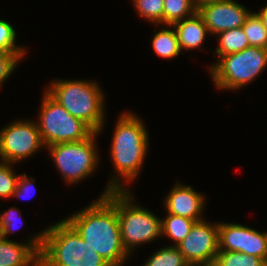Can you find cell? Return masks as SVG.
<instances>
[{"instance_id":"1","label":"cell","mask_w":267,"mask_h":266,"mask_svg":"<svg viewBox=\"0 0 267 266\" xmlns=\"http://www.w3.org/2000/svg\"><path fill=\"white\" fill-rule=\"evenodd\" d=\"M111 266H123L130 255L121 240L116 211V190L65 219Z\"/></svg>"},{"instance_id":"2","label":"cell","mask_w":267,"mask_h":266,"mask_svg":"<svg viewBox=\"0 0 267 266\" xmlns=\"http://www.w3.org/2000/svg\"><path fill=\"white\" fill-rule=\"evenodd\" d=\"M110 158L115 168L99 197L111 190H130L129 183L135 181L144 164L149 148V133L144 121L134 112L121 113L113 131Z\"/></svg>"},{"instance_id":"3","label":"cell","mask_w":267,"mask_h":266,"mask_svg":"<svg viewBox=\"0 0 267 266\" xmlns=\"http://www.w3.org/2000/svg\"><path fill=\"white\" fill-rule=\"evenodd\" d=\"M44 89L73 117L81 119L94 132H103L106 96L97 81L54 79Z\"/></svg>"},{"instance_id":"4","label":"cell","mask_w":267,"mask_h":266,"mask_svg":"<svg viewBox=\"0 0 267 266\" xmlns=\"http://www.w3.org/2000/svg\"><path fill=\"white\" fill-rule=\"evenodd\" d=\"M40 266H111L65 220L44 228Z\"/></svg>"},{"instance_id":"5","label":"cell","mask_w":267,"mask_h":266,"mask_svg":"<svg viewBox=\"0 0 267 266\" xmlns=\"http://www.w3.org/2000/svg\"><path fill=\"white\" fill-rule=\"evenodd\" d=\"M130 190H116V211L121 240L131 256L136 247L154 242L161 236V218L134 203Z\"/></svg>"},{"instance_id":"6","label":"cell","mask_w":267,"mask_h":266,"mask_svg":"<svg viewBox=\"0 0 267 266\" xmlns=\"http://www.w3.org/2000/svg\"><path fill=\"white\" fill-rule=\"evenodd\" d=\"M267 68V48L250 46L221 56L208 67L213 85L219 90H239L252 83Z\"/></svg>"},{"instance_id":"7","label":"cell","mask_w":267,"mask_h":266,"mask_svg":"<svg viewBox=\"0 0 267 266\" xmlns=\"http://www.w3.org/2000/svg\"><path fill=\"white\" fill-rule=\"evenodd\" d=\"M99 135V132H93L79 142L57 143L45 147L67 184H78L96 172L100 160L96 146Z\"/></svg>"},{"instance_id":"8","label":"cell","mask_w":267,"mask_h":266,"mask_svg":"<svg viewBox=\"0 0 267 266\" xmlns=\"http://www.w3.org/2000/svg\"><path fill=\"white\" fill-rule=\"evenodd\" d=\"M44 92L36 124L45 147L57 143L79 142L94 132L81 119L73 117L45 90Z\"/></svg>"},{"instance_id":"9","label":"cell","mask_w":267,"mask_h":266,"mask_svg":"<svg viewBox=\"0 0 267 266\" xmlns=\"http://www.w3.org/2000/svg\"><path fill=\"white\" fill-rule=\"evenodd\" d=\"M36 120H17L0 130V161L19 163L45 147Z\"/></svg>"},{"instance_id":"10","label":"cell","mask_w":267,"mask_h":266,"mask_svg":"<svg viewBox=\"0 0 267 266\" xmlns=\"http://www.w3.org/2000/svg\"><path fill=\"white\" fill-rule=\"evenodd\" d=\"M219 251L253 255L267 262V231L259 232L238 223L218 222Z\"/></svg>"},{"instance_id":"11","label":"cell","mask_w":267,"mask_h":266,"mask_svg":"<svg viewBox=\"0 0 267 266\" xmlns=\"http://www.w3.org/2000/svg\"><path fill=\"white\" fill-rule=\"evenodd\" d=\"M177 247L186 262L215 263L219 252L218 222H196Z\"/></svg>"},{"instance_id":"12","label":"cell","mask_w":267,"mask_h":266,"mask_svg":"<svg viewBox=\"0 0 267 266\" xmlns=\"http://www.w3.org/2000/svg\"><path fill=\"white\" fill-rule=\"evenodd\" d=\"M210 34L242 27L252 11L235 0H222L197 9Z\"/></svg>"},{"instance_id":"13","label":"cell","mask_w":267,"mask_h":266,"mask_svg":"<svg viewBox=\"0 0 267 266\" xmlns=\"http://www.w3.org/2000/svg\"><path fill=\"white\" fill-rule=\"evenodd\" d=\"M167 214L179 215L191 220L202 221L206 199L203 194L195 191L190 185L177 181L166 194L163 201Z\"/></svg>"},{"instance_id":"14","label":"cell","mask_w":267,"mask_h":266,"mask_svg":"<svg viewBox=\"0 0 267 266\" xmlns=\"http://www.w3.org/2000/svg\"><path fill=\"white\" fill-rule=\"evenodd\" d=\"M28 237L26 242L0 239V266H40L43 230Z\"/></svg>"},{"instance_id":"15","label":"cell","mask_w":267,"mask_h":266,"mask_svg":"<svg viewBox=\"0 0 267 266\" xmlns=\"http://www.w3.org/2000/svg\"><path fill=\"white\" fill-rule=\"evenodd\" d=\"M181 51L202 48L207 34H210L202 17L196 12L194 15L172 24Z\"/></svg>"},{"instance_id":"16","label":"cell","mask_w":267,"mask_h":266,"mask_svg":"<svg viewBox=\"0 0 267 266\" xmlns=\"http://www.w3.org/2000/svg\"><path fill=\"white\" fill-rule=\"evenodd\" d=\"M157 27L160 29L154 30L155 34L151 39L154 53L164 59H173L179 56L182 51L173 26L168 25L170 29L167 26L162 28V26L157 25Z\"/></svg>"},{"instance_id":"17","label":"cell","mask_w":267,"mask_h":266,"mask_svg":"<svg viewBox=\"0 0 267 266\" xmlns=\"http://www.w3.org/2000/svg\"><path fill=\"white\" fill-rule=\"evenodd\" d=\"M215 36L218 37V46L214 51L217 60L221 56L237 53L250 47L249 40L242 27L225 30Z\"/></svg>"},{"instance_id":"18","label":"cell","mask_w":267,"mask_h":266,"mask_svg":"<svg viewBox=\"0 0 267 266\" xmlns=\"http://www.w3.org/2000/svg\"><path fill=\"white\" fill-rule=\"evenodd\" d=\"M198 222L186 217L174 214H167L161 218V236L174 241L171 246H177L189 234L194 224Z\"/></svg>"},{"instance_id":"19","label":"cell","mask_w":267,"mask_h":266,"mask_svg":"<svg viewBox=\"0 0 267 266\" xmlns=\"http://www.w3.org/2000/svg\"><path fill=\"white\" fill-rule=\"evenodd\" d=\"M197 9L193 0H164L163 26L172 25L194 15Z\"/></svg>"},{"instance_id":"20","label":"cell","mask_w":267,"mask_h":266,"mask_svg":"<svg viewBox=\"0 0 267 266\" xmlns=\"http://www.w3.org/2000/svg\"><path fill=\"white\" fill-rule=\"evenodd\" d=\"M186 263L178 247L170 245L155 250L143 266H184Z\"/></svg>"},{"instance_id":"21","label":"cell","mask_w":267,"mask_h":266,"mask_svg":"<svg viewBox=\"0 0 267 266\" xmlns=\"http://www.w3.org/2000/svg\"><path fill=\"white\" fill-rule=\"evenodd\" d=\"M216 266H267V262L257 256L235 251H219Z\"/></svg>"},{"instance_id":"22","label":"cell","mask_w":267,"mask_h":266,"mask_svg":"<svg viewBox=\"0 0 267 266\" xmlns=\"http://www.w3.org/2000/svg\"><path fill=\"white\" fill-rule=\"evenodd\" d=\"M250 46L267 48V29L255 12H251L242 26Z\"/></svg>"},{"instance_id":"23","label":"cell","mask_w":267,"mask_h":266,"mask_svg":"<svg viewBox=\"0 0 267 266\" xmlns=\"http://www.w3.org/2000/svg\"><path fill=\"white\" fill-rule=\"evenodd\" d=\"M132 4L138 16L155 26H163L164 0H132Z\"/></svg>"},{"instance_id":"24","label":"cell","mask_w":267,"mask_h":266,"mask_svg":"<svg viewBox=\"0 0 267 266\" xmlns=\"http://www.w3.org/2000/svg\"><path fill=\"white\" fill-rule=\"evenodd\" d=\"M13 165V163L0 161V199L11 198L17 187L20 175L14 171Z\"/></svg>"},{"instance_id":"25","label":"cell","mask_w":267,"mask_h":266,"mask_svg":"<svg viewBox=\"0 0 267 266\" xmlns=\"http://www.w3.org/2000/svg\"><path fill=\"white\" fill-rule=\"evenodd\" d=\"M17 33L10 22L0 19V51L6 53H26V47L16 44Z\"/></svg>"},{"instance_id":"26","label":"cell","mask_w":267,"mask_h":266,"mask_svg":"<svg viewBox=\"0 0 267 266\" xmlns=\"http://www.w3.org/2000/svg\"><path fill=\"white\" fill-rule=\"evenodd\" d=\"M26 53H6L0 51V88L2 84L11 76L13 71L16 70L19 61Z\"/></svg>"},{"instance_id":"27","label":"cell","mask_w":267,"mask_h":266,"mask_svg":"<svg viewBox=\"0 0 267 266\" xmlns=\"http://www.w3.org/2000/svg\"><path fill=\"white\" fill-rule=\"evenodd\" d=\"M19 213L20 210L15 206L9 208V210L4 211L3 213H0L2 238L8 239L10 234L14 233L15 230L17 231V223H20V220L21 222L23 221L22 216Z\"/></svg>"},{"instance_id":"28","label":"cell","mask_w":267,"mask_h":266,"mask_svg":"<svg viewBox=\"0 0 267 266\" xmlns=\"http://www.w3.org/2000/svg\"><path fill=\"white\" fill-rule=\"evenodd\" d=\"M35 179L34 178H30L27 176V174H21L19 176V179L17 181V187L13 193L12 198H22V199H26V198H32V196H27L28 194L30 195V193H34V191H36V186L33 184V182ZM25 196V197H24ZM27 196V197H26Z\"/></svg>"},{"instance_id":"29","label":"cell","mask_w":267,"mask_h":266,"mask_svg":"<svg viewBox=\"0 0 267 266\" xmlns=\"http://www.w3.org/2000/svg\"><path fill=\"white\" fill-rule=\"evenodd\" d=\"M262 20L263 26L267 29V4L258 12H255Z\"/></svg>"},{"instance_id":"30","label":"cell","mask_w":267,"mask_h":266,"mask_svg":"<svg viewBox=\"0 0 267 266\" xmlns=\"http://www.w3.org/2000/svg\"><path fill=\"white\" fill-rule=\"evenodd\" d=\"M219 1H222V0H193L196 9H198V8H200L206 4L215 3V2H219Z\"/></svg>"},{"instance_id":"31","label":"cell","mask_w":267,"mask_h":266,"mask_svg":"<svg viewBox=\"0 0 267 266\" xmlns=\"http://www.w3.org/2000/svg\"><path fill=\"white\" fill-rule=\"evenodd\" d=\"M184 266H216L215 263H194L187 262Z\"/></svg>"},{"instance_id":"32","label":"cell","mask_w":267,"mask_h":266,"mask_svg":"<svg viewBox=\"0 0 267 266\" xmlns=\"http://www.w3.org/2000/svg\"><path fill=\"white\" fill-rule=\"evenodd\" d=\"M2 238V229H1V225H0V239Z\"/></svg>"}]
</instances>
